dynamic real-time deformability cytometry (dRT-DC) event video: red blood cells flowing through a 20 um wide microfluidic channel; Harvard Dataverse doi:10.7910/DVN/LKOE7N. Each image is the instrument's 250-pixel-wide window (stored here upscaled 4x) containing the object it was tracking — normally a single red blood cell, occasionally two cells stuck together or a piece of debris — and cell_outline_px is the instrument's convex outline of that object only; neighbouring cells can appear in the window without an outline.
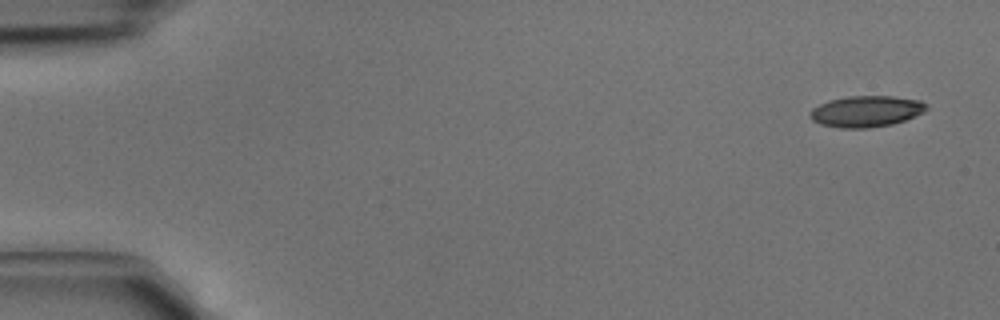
{"species": "common noctule bat (a hibernating species)", "species_latin": "Nyctalus noctula", "temperature_condition": "cold", "stored_images_in_passage": 4, "camera_frame_rate_fps": 3000, "um_per_image_px": 0.085, "animal": {"sex": "male", "body_mass_g": 15.6}, "frame": {"image": 1, "passage_image": 1, "time_ms": 0.0, "image_size_px": [1000, 320], "cell_outline_px": [[928, 108], [924, 112], [904, 120], [892, 124], [868, 128], [840, 128], [820, 124], [812, 120], [808, 112], [812, 108], [828, 100], [848, 96], [892, 96], [920, 100], [928, 104]], "centroid_in_image_um": [73.62, 9.46], "position_along_channel_um": 11.4, "area_um2": 21.27}}
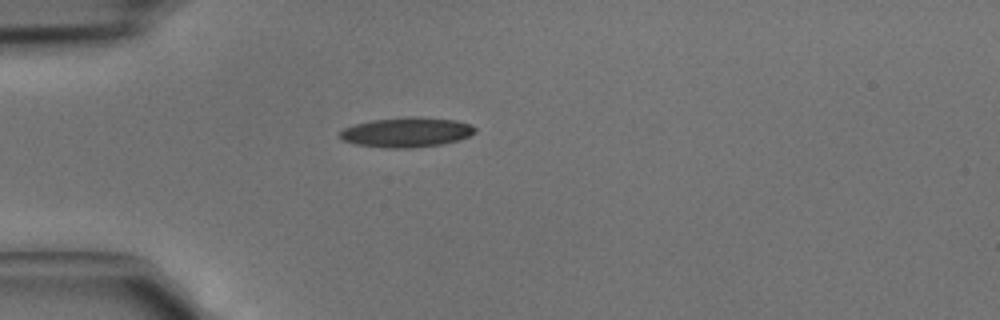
{"frame": {"image": 2, "passage_image": 4, "time_ms": 1.0, "image_size_px": [1000, 320], "cell_outline_px": [[476, 132], [468, 136], [444, 144], [412, 148], [384, 148], [356, 144], [344, 140], [340, 136], [340, 132], [344, 128], [356, 124], [372, 120], [412, 116], [420, 116], [456, 120], [472, 124], [476, 128]], "centroid_in_image_um": [34.6, 11.24], "position_along_channel_um": 50.4, "area_um2": 23.52}}